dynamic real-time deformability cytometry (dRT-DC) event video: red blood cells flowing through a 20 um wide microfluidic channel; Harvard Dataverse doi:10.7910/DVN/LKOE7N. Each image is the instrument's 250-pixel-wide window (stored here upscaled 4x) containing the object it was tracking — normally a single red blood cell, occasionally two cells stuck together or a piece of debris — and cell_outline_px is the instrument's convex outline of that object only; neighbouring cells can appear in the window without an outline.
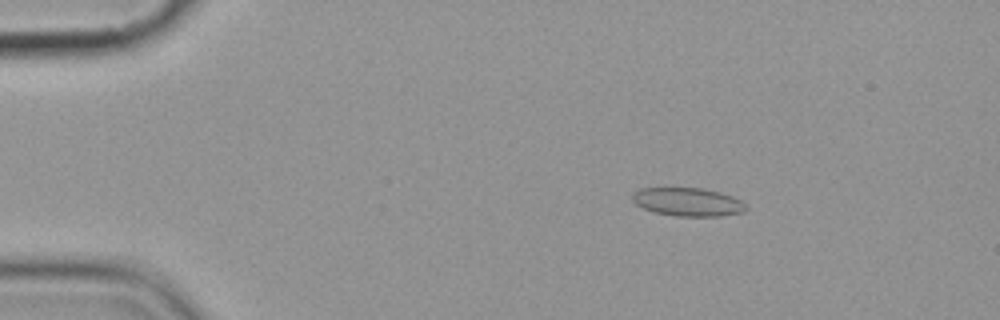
{"species": "common noctule bat (a hibernating species)", "species_latin": "Nyctalus noctula", "temperature_condition": "cold", "stored_images_in_passage": 4, "camera_frame_rate_fps": 3000, "um_per_image_px": 0.085, "animal": {"sex": "female", "body_mass_g": 19.9}, "frame": {"image": 1, "passage_image": 2, "time_ms": 1.0, "image_size_px": [1000, 320], "cell_outline_px": [[748, 208], [744, 212], [720, 216], [676, 216], [652, 212], [636, 204], [632, 200], [632, 192], [640, 188], [700, 188], [720, 192], [732, 196], [740, 200]], "centroid_in_image_um": [58.45, 17.17], "position_along_channel_um": 26.6, "area_um2": 18.84}}